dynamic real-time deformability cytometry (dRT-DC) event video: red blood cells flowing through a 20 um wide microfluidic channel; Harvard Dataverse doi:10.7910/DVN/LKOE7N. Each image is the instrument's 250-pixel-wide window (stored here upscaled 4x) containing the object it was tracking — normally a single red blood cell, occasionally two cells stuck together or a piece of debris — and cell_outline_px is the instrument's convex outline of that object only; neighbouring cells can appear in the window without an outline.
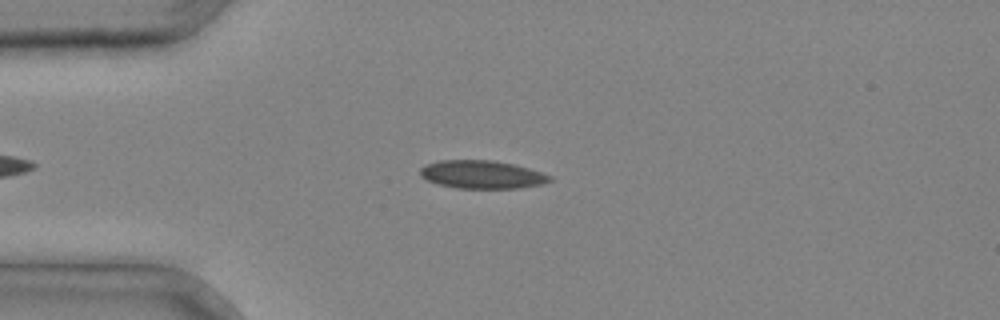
{"species": "common noctule bat (a hibernating species)", "species_latin": "Nyctalus noctula", "temperature_condition": "cold", "stored_images_in_passage": 33, "camera_frame_rate_fps": 3000, "um_per_image_px": 0.085, "animal": {"sex": "male", "body_mass_g": 20.4}, "frame": {"image": 1, "passage_image": 6, "time_ms": 1.667, "image_size_px": [1000, 320], "cell_outline_px": [[552, 180], [540, 184], [520, 188], [456, 188], [436, 184], [420, 176], [420, 168], [424, 164], [440, 160], [492, 160], [516, 164], [552, 176]], "centroid_in_image_um": [40.93, 14.83], "position_along_channel_um": 44.1, "area_um2": 21.33}}
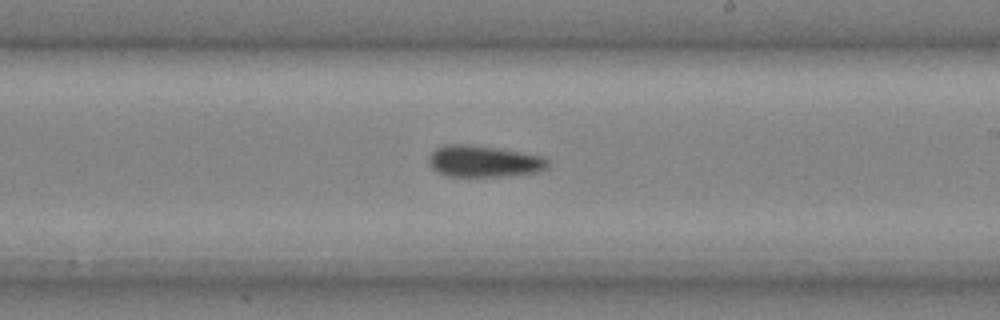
{"frame": {"image": 2, "passage_image": 19, "time_ms": 6.0, "image_size_px": [1000, 320], "cell_outline_px": [[548, 168], [540, 172], [500, 176], [448, 176], [436, 172], [432, 168], [428, 160], [428, 156], [436, 148], [444, 144], [468, 144], [496, 148], [520, 152], [540, 156], [548, 160]], "centroid_in_image_um": [41.09, 13.71], "position_along_channel_um": 247.9, "area_um2": 21.85}}
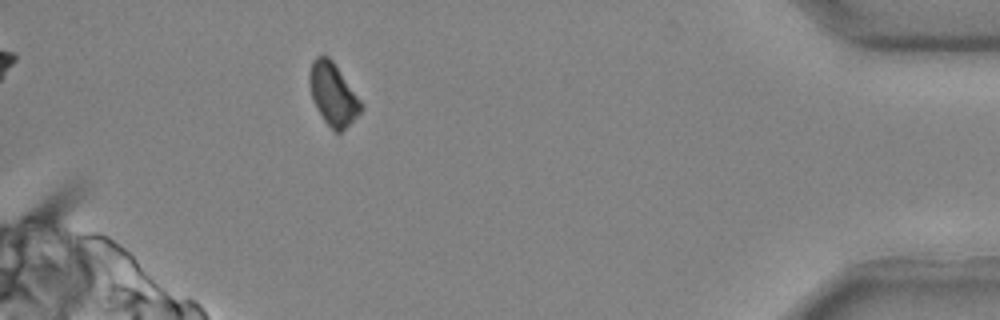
{"frame": {"image": 3, "passage_image": 31, "time_ms": 10.0, "image_size_px": [1000, 320], "cell_outline_px": [[364, 108], [340, 132], [336, 132], [324, 120], [316, 108], [312, 100], [308, 80], [308, 76], [312, 60], [316, 56], [328, 56], [332, 60], [364, 104]], "centroid_in_image_um": [28.29, 7.98], "position_along_channel_um": 406.9, "area_um2": 18.61}}